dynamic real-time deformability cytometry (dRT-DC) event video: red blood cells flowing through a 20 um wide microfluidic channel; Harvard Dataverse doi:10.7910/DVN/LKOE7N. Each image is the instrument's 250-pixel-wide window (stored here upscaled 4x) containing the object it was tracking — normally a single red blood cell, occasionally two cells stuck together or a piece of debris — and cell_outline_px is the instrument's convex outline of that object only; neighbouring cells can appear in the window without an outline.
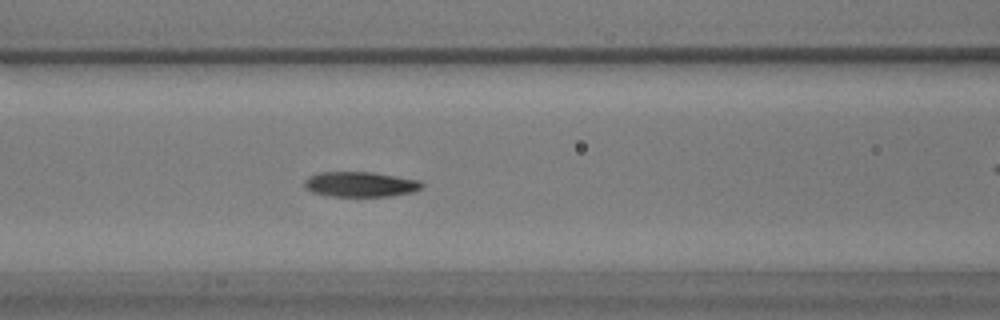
{"species": "common noctule bat (a hibernating species)", "species_latin": "Nyctalus noctula", "temperature_condition": "warm", "stored_images_in_passage": 59, "camera_frame_rate_fps": 3000, "um_per_image_px": 0.085, "animal": {"sex": "male", "body_mass_g": 17.9}, "frame": {"image": 1, "passage_image": 24, "time_ms": 7.667, "image_size_px": [1000, 320], "cell_outline_px": [[424, 184], [420, 188], [412, 192], [388, 196], [328, 196], [312, 192], [304, 188], [304, 180], [308, 176], [320, 172], [372, 172], [420, 180]], "centroid_in_image_um": [30.59, 15.66], "position_along_channel_um": 136.0, "area_um2": 17.22}}
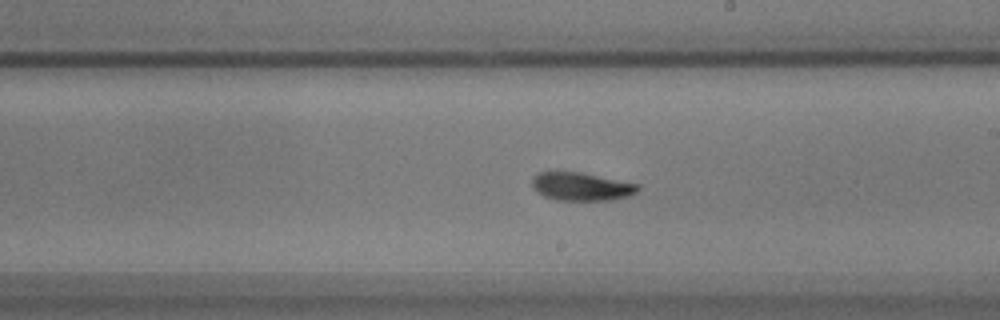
{"frame": {"image": 2, "passage_image": 33, "time_ms": 10.667, "image_size_px": [1000, 320], "cell_outline_px": [[640, 188], [636, 192], [628, 196], [612, 200], [556, 200], [544, 196], [536, 192], [532, 188], [532, 176], [540, 172], [580, 172], [640, 184]], "centroid_in_image_um": [49.4, 15.86], "position_along_channel_um": 239.6, "area_um2": 17.46}}
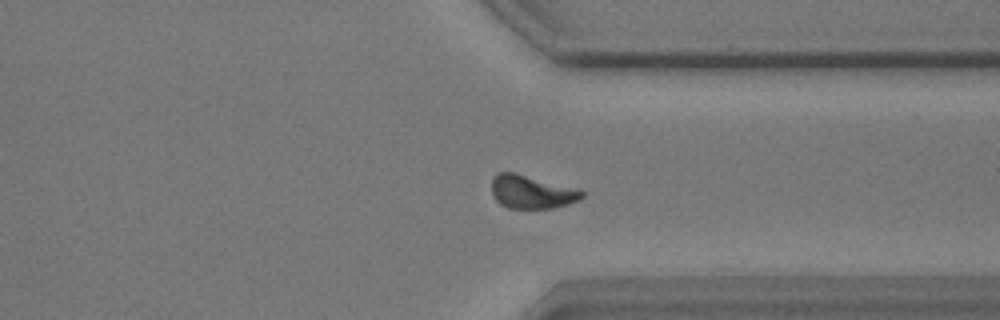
{"frame": {"image": 3, "passage_image": 44, "time_ms": 14.333, "image_size_px": [1000, 320], "cell_outline_px": [[584, 196], [580, 200], [568, 204], [552, 208], [508, 208], [500, 204], [492, 196], [492, 180], [496, 172], [516, 172], [580, 188], [584, 192]], "centroid_in_image_um": [45.22, 16.29], "position_along_channel_um": 366.2, "area_um2": 17.98}, "authors_computed_cell_mechanics": {"area_um2": 17.2244, "velocity_mm_per_s": 3.4591, "shape_relaxation_time_tau1_ms": 5.2364, "shape_relaxation_time_tau2_ms": 5.4147, "deformation_change_tau1": 0.1432, "deformation_change_tau2": 0.1026}}